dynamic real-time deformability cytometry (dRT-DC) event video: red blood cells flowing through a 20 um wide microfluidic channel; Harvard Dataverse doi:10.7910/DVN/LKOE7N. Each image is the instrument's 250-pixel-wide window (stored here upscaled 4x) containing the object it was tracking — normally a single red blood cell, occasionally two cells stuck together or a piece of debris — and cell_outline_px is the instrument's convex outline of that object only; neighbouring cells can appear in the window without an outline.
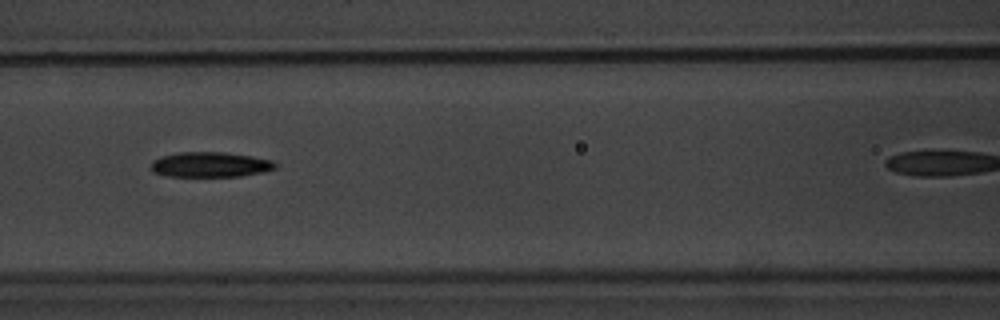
{"species": "common noctule bat (a hibernating species)", "species_latin": "Nyctalus noctula", "temperature_condition": "warm", "stored_images_in_passage": 35, "camera_frame_rate_fps": 3000, "um_per_image_px": 0.085, "animal": {"sex": "male", "body_mass_g": 20.1, "forearm_length_mm": 53.5}, "frame": {"image": 1, "passage_image": 15, "time_ms": 4.667, "image_size_px": [1000, 320], "cell_outline_px": [[276, 168], [264, 172], [240, 176], [168, 176], [152, 172], [152, 160], [160, 156], [180, 152], [224, 152], [252, 156], [272, 160], [276, 164]], "centroid_in_image_um": [17.87, 13.98], "position_along_channel_um": 148.7, "area_um2": 18.21}}
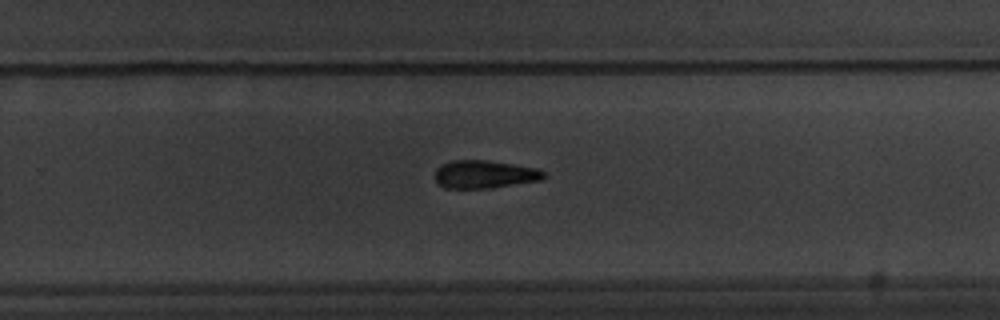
{"frame": {"image": 2, "passage_image": 26, "time_ms": 8.333, "image_size_px": [1000, 320], "cell_outline_px": [[548, 176], [540, 180], [488, 188], [444, 188], [436, 184], [436, 168], [452, 160], [488, 160], [536, 168], [544, 172]], "centroid_in_image_um": [41.17, 14.82], "position_along_channel_um": 288.6, "area_um2": 17.63}}
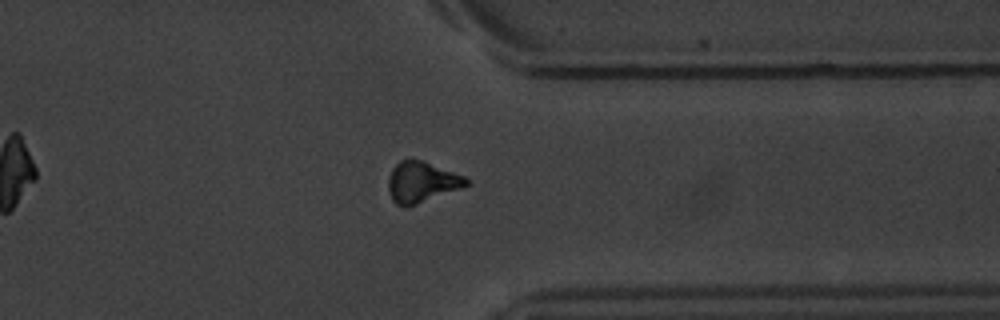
{"frame": {"image": 3, "passage_image": 33, "time_ms": 10.667, "image_size_px": [1000, 320], "cell_outline_px": [[468, 184], [460, 188], [408, 208], [404, 208], [396, 204], [392, 200], [388, 188], [388, 176], [392, 168], [400, 160], [424, 160], [464, 176], [468, 180]], "centroid_in_image_um": [35.8, 15.49], "position_along_channel_um": 375.6, "area_um2": 18.61}}